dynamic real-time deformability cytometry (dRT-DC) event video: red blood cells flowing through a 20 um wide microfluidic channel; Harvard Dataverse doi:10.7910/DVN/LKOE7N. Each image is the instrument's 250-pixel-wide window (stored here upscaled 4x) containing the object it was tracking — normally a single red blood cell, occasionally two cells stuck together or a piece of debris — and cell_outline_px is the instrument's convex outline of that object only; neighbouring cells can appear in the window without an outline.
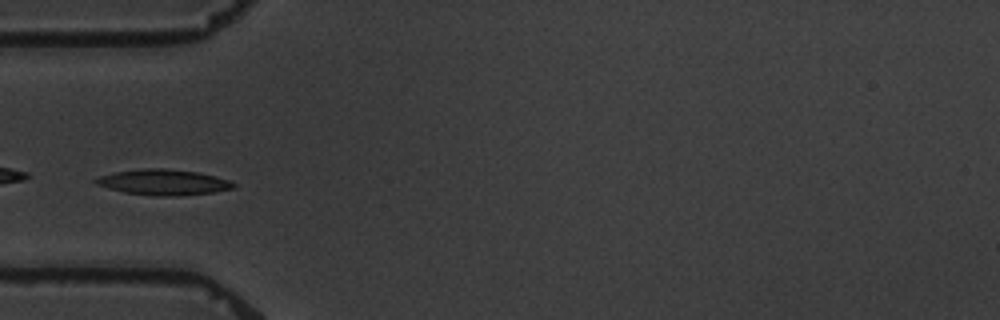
{"species": "common noctule bat (a hibernating species)", "species_latin": "Nyctalus noctula", "temperature_condition": "warm", "stored_images_in_passage": 14, "camera_frame_rate_fps": 3000, "um_per_image_px": 0.085, "animal": {"sex": "male", "body_mass_g": 19.5, "forearm_length_mm": 54.6}, "frame": {"image": 1, "passage_image": 4, "time_ms": 4.333, "image_size_px": [1000, 320], "cell_outline_px": [[236, 188], [212, 192], [172, 196], [156, 196], [124, 192], [108, 188], [96, 184], [92, 180], [100, 176], [116, 172], [144, 168], [164, 168], [200, 172], [216, 176], [228, 180], [236, 184]], "centroid_in_image_um": [13.9, 15.48], "position_along_channel_um": 71.1, "area_um2": 20.52}}
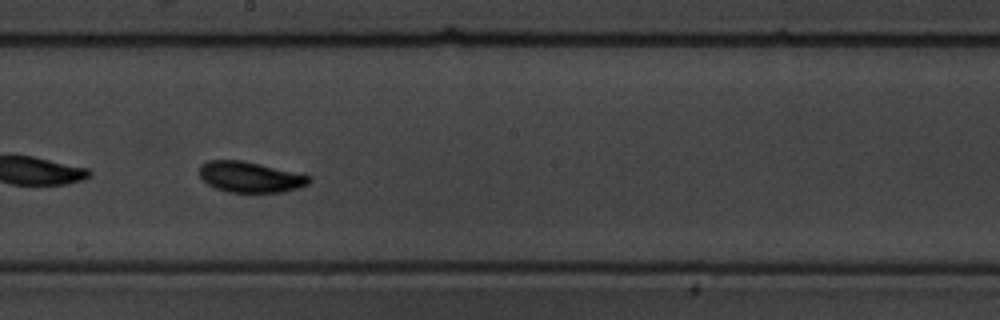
{"frame": {"image": 2, "passage_image": 8, "time_ms": 9.0, "image_size_px": [1000, 320], "cell_outline_px": [[312, 180], [308, 184], [284, 192], [228, 192], [216, 188], [208, 184], [200, 176], [200, 164], [208, 160], [244, 160], [308, 176]], "centroid_in_image_um": [21.22, 15.04], "position_along_channel_um": 227.0, "area_um2": 19.36}}
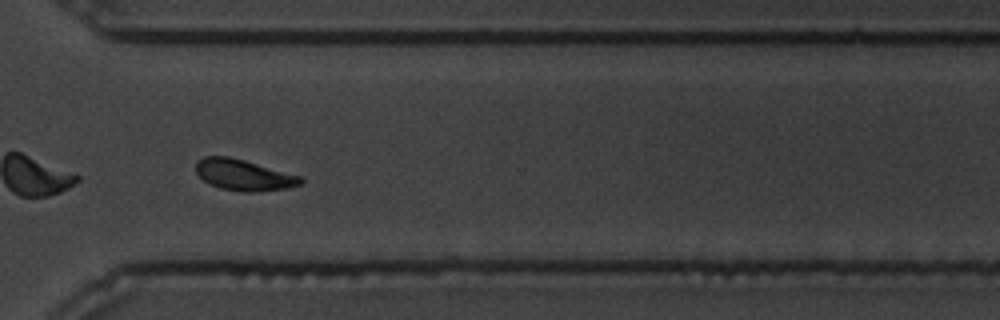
{"frame": {"image": 3, "passage_image": 11, "time_ms": 12.667, "image_size_px": [1000, 320], "cell_outline_px": [[304, 180], [300, 184], [288, 188], [252, 192], [244, 192], [220, 188], [204, 180], [196, 172], [196, 160], [204, 156], [228, 156], [244, 160], [304, 176]], "centroid_in_image_um": [20.75, 14.86], "position_along_channel_um": 349.9, "area_um2": 19.02}, "authors_computed_cell_mechanics": {"area_um2": 19.1029, "velocity_mm_per_s": 3.3492, "shape_relaxation_time_tau1_ms": 3.191, "shape_relaxation_time_tau2_ms": 3.9207, "deformation_change_tau1": 0.1169, "deformation_change_tau2": 0.0987}}